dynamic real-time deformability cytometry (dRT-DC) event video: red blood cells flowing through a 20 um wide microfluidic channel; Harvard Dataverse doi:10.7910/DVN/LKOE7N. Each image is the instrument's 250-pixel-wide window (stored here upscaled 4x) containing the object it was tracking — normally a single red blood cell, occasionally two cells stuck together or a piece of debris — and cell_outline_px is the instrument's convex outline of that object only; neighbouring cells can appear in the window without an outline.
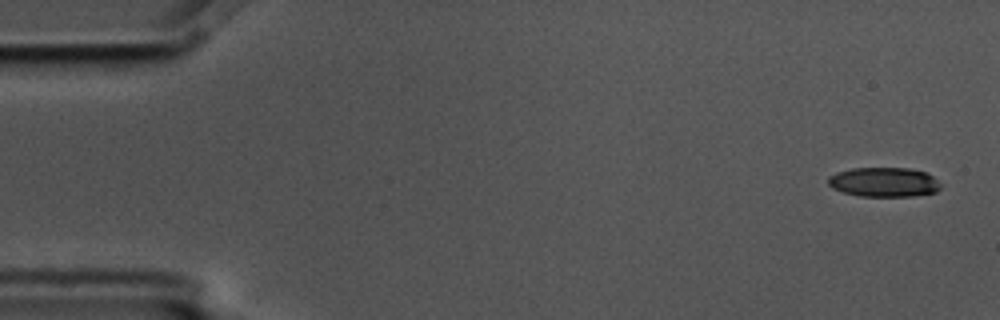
{"species": "common noctule bat (a hibernating species)", "species_latin": "Nyctalus noctula", "temperature_condition": "cold", "stored_images_in_passage": 5, "camera_frame_rate_fps": 3000, "um_per_image_px": 0.085, "animal": {"sex": "male", "body_mass_g": 17.5, "forearm_length_mm": 52.3}, "frame": {"image": 1, "passage_image": 1, "time_ms": 0.0, "image_size_px": [1000, 320], "cell_outline_px": [[940, 188], [936, 192], [912, 196], [860, 196], [844, 192], [832, 188], [828, 184], [828, 176], [836, 172], [852, 168], [908, 168], [928, 172], [940, 184]], "centroid_in_image_um": [75.12, 15.47], "position_along_channel_um": 9.9, "area_um2": 19.36}}
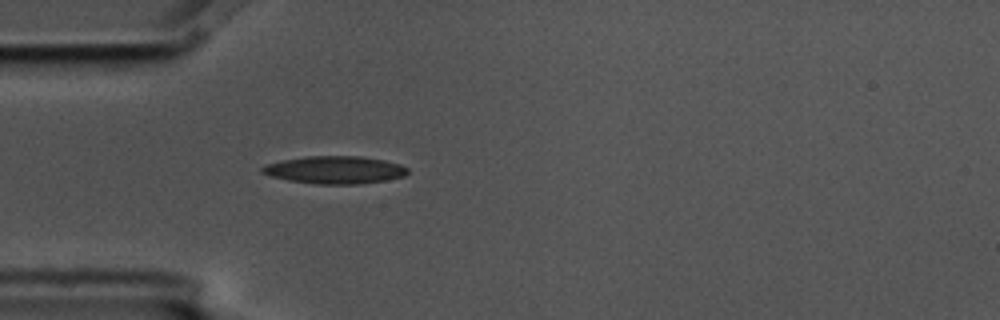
{"frame": {"image": 2, "passage_image": 5, "time_ms": 1.333, "image_size_px": [1000, 320], "cell_outline_px": [[408, 172], [404, 176], [388, 180], [356, 184], [316, 184], [288, 180], [272, 176], [260, 172], [260, 168], [264, 164], [304, 156], [360, 156], [384, 160], [400, 164], [408, 168]], "centroid_in_image_um": [28.46, 14.44], "position_along_channel_um": 56.5, "area_um2": 23.47}}